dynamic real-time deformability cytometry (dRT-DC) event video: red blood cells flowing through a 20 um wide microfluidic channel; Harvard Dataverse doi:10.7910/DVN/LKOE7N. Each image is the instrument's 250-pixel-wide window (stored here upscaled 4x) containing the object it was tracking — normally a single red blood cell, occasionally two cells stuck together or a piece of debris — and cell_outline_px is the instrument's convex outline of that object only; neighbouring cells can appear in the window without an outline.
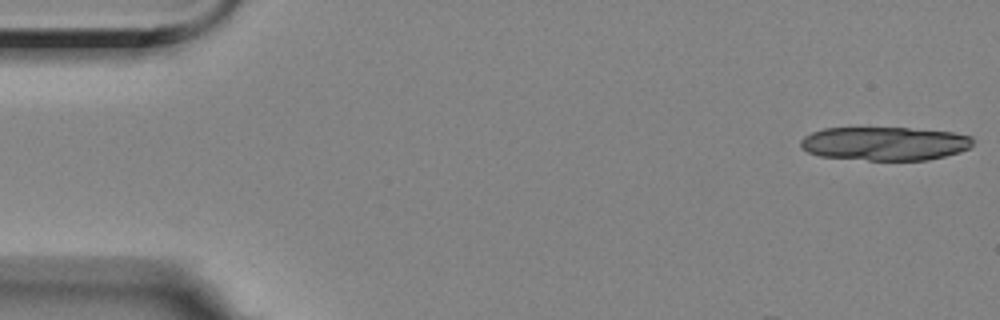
{"species": "Egyptian fruit bat (a non-hibernating species)", "species_latin": "Rousettus aegyptiacus", "temperature_condition": "room temperature", "stored_images_in_passage": 6, "camera_frame_rate_fps": 3000, "um_per_image_px": 0.085, "animal": {"sex": "female"}, "frame": {"image": 1, "passage_image": 1, "time_ms": 0.0, "image_size_px": [1000, 320], "cell_outline_px": [[972, 144], [968, 148], [960, 152], [928, 160], [868, 160], [820, 156], [808, 152], [800, 148], [800, 140], [804, 136], [812, 132], [824, 128], [908, 128], [952, 132], [972, 136]], "centroid_in_image_um": [75.17, 12.2], "position_along_channel_um": 9.8, "area_um2": 33.76}}